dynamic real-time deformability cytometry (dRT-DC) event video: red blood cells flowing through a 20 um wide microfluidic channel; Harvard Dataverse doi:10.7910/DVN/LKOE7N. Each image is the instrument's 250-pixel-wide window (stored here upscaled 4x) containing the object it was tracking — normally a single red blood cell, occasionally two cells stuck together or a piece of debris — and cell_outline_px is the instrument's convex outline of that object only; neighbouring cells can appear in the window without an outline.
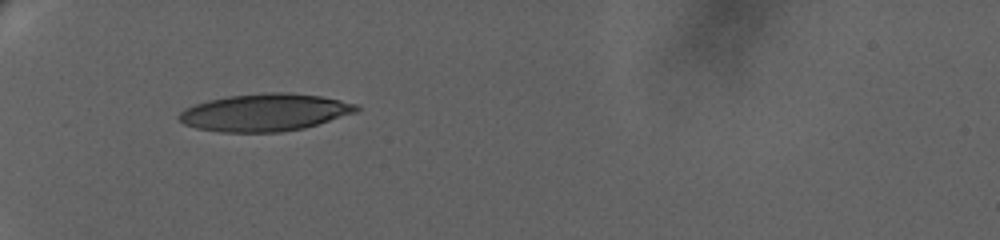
{"species": "human", "species_latin": "Homo sapiens", "temperature_condition": "warm", "stored_images_in_passage": 15, "camera_frame_rate_fps": 3000, "um_per_image_px": 0.085, "donor": {"sex": "female"}, "frame": {"image": 1, "passage_image": 1, "time_ms": 0.0, "image_size_px": [1000, 240], "cell_outline_px": [[360, 108], [356, 112], [304, 128], [280, 132], [220, 132], [196, 128], [184, 124], [176, 116], [180, 112], [196, 104], [208, 100], [228, 96], [264, 92], [288, 92], [320, 96], [340, 100], [356, 104]], "centroid_in_image_um": [22.5, 9.55], "position_along_channel_um": 62.5, "area_um2": 38.49}}
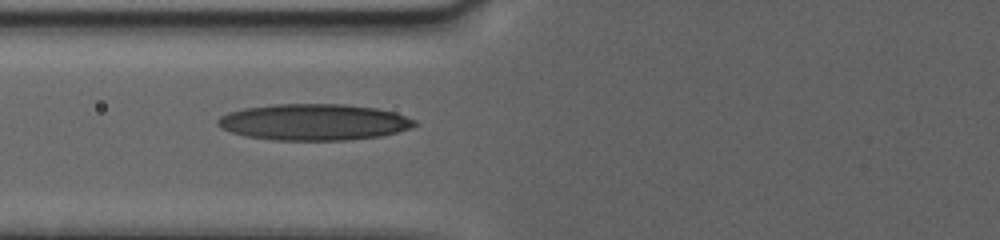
{"frame": {"image": 2, "passage_image": 8, "time_ms": 1.667, "image_size_px": [1000, 240], "cell_outline_px": [[420, 124], [412, 128], [380, 136], [348, 140], [272, 140], [248, 136], [232, 132], [216, 124], [216, 120], [220, 116], [228, 112], [244, 108], [272, 104], [344, 104], [376, 108], [396, 112], [416, 120]], "centroid_in_image_um": [26.72, 10.37], "position_along_channel_um": 99.1, "area_um2": 41.85}}
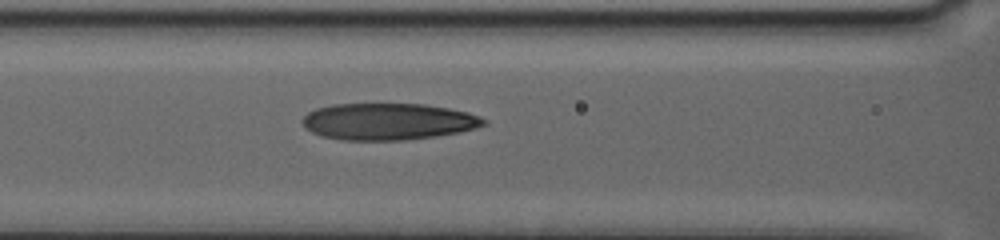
{"frame": {"image": 3, "passage_image": 13, "time_ms": 2.667, "image_size_px": [1000, 240], "cell_outline_px": [[488, 124], [456, 132], [436, 136], [404, 140], [344, 140], [324, 136], [312, 132], [300, 120], [308, 112], [316, 108], [332, 104], [424, 104], [448, 108], [468, 112], [480, 116], [488, 120]], "centroid_in_image_um": [33.0, 10.32], "position_along_channel_um": 133.6, "area_um2": 38.61}}